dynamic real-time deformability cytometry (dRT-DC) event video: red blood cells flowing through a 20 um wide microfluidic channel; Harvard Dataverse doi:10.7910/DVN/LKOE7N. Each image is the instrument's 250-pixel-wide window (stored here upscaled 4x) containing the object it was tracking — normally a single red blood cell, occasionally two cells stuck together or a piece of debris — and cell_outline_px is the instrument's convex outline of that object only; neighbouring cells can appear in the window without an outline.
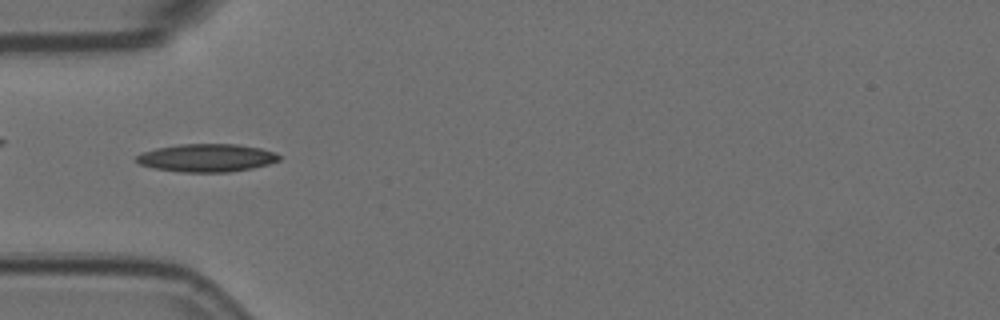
{"species": "Egyptian fruit bat (a non-hibernating species)", "species_latin": "Rousettus aegyptiacus", "temperature_condition": "room temperature", "stored_images_in_passage": 7, "camera_frame_rate_fps": 3000, "um_per_image_px": 0.085, "animal": {"sex": "female"}, "frame": {"image": 1, "passage_image": 4, "time_ms": 1.0, "image_size_px": [1000, 320], "cell_outline_px": [[280, 160], [268, 164], [252, 168], [228, 172], [184, 172], [152, 168], [140, 164], [136, 160], [136, 156], [144, 152], [156, 148], [180, 144], [236, 144], [260, 148], [276, 152], [280, 156]], "centroid_in_image_um": [17.59, 13.42], "position_along_channel_um": 67.4, "area_um2": 23.18}}
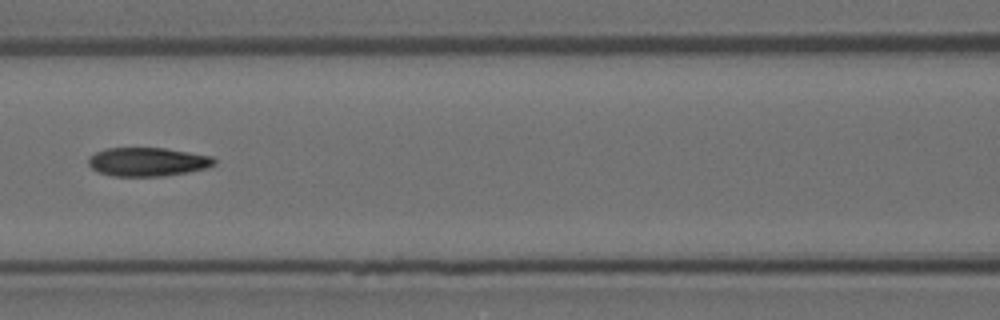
{"frame": {"image": 2, "passage_image": 6, "time_ms": 1.667, "image_size_px": [1000, 320], "cell_outline_px": [[216, 164], [208, 168], [188, 172], [164, 176], [112, 176], [100, 172], [92, 168], [88, 164], [88, 160], [96, 152], [108, 148], [164, 148], [212, 156], [216, 160]], "centroid_in_image_um": [12.59, 13.76], "position_along_channel_um": 154.0, "area_um2": 20.98}}
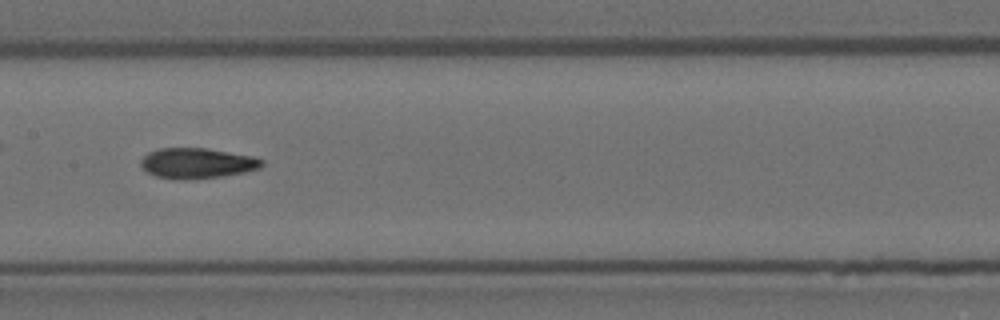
{"frame": {"image": 3, "passage_image": 7, "time_ms": 2.0, "image_size_px": [1000, 320], "cell_outline_px": [[264, 164], [260, 168], [244, 172], [224, 176], [196, 180], [176, 180], [156, 176], [148, 172], [140, 164], [140, 160], [148, 152], [160, 148], [208, 148], [252, 156], [264, 160]], "centroid_in_image_um": [16.76, 13.88], "position_along_channel_um": 190.6, "area_um2": 21.73}}